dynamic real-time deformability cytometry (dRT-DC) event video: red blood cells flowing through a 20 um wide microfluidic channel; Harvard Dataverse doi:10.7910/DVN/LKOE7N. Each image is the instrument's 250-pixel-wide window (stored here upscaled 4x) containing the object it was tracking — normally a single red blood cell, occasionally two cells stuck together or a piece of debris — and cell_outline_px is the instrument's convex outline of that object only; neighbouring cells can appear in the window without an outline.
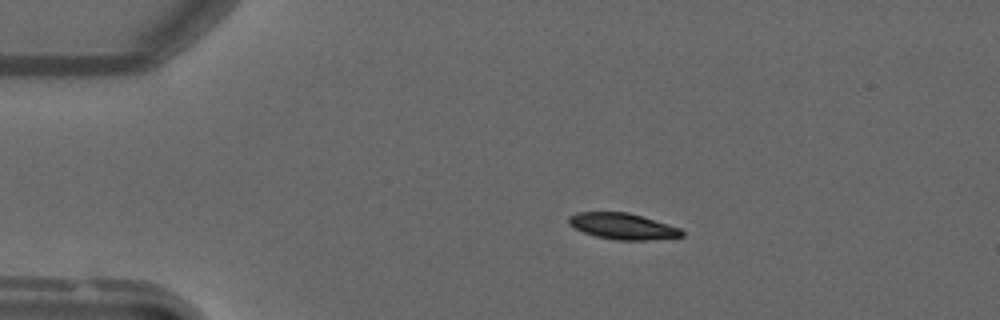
{"species": "common noctule bat (a hibernating species)", "species_latin": "Nyctalus noctula", "temperature_condition": "warm", "stored_images_in_passage": 41, "camera_frame_rate_fps": 3000, "um_per_image_px": 0.085, "animal": {"sex": "male", "forearm_length_mm": 52.5}, "frame": {"image": 1, "passage_image": 1, "time_ms": 0.0, "image_size_px": [1000, 320], "cell_outline_px": [[684, 236], [648, 240], [616, 240], [596, 236], [584, 232], [568, 224], [568, 216], [576, 212], [628, 212], [668, 224], [680, 228], [684, 232]], "centroid_in_image_um": [52.92, 19.23], "position_along_channel_um": 32.1, "area_um2": 17.17}}
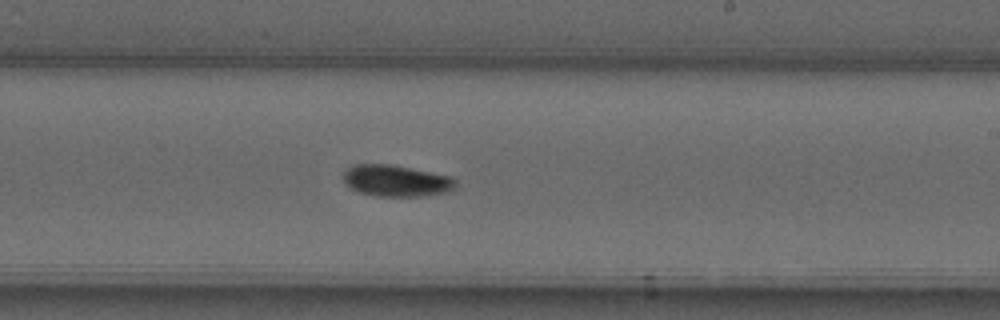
{"frame": {"image": 2, "passage_image": 21, "time_ms": 6.667, "image_size_px": [1000, 320], "cell_outline_px": [[456, 184], [448, 192], [420, 196], [376, 196], [360, 192], [344, 184], [344, 168], [352, 164], [392, 164], [448, 176], [456, 180]], "centroid_in_image_um": [33.61, 15.35], "position_along_channel_um": 255.4, "area_um2": 20.52}}
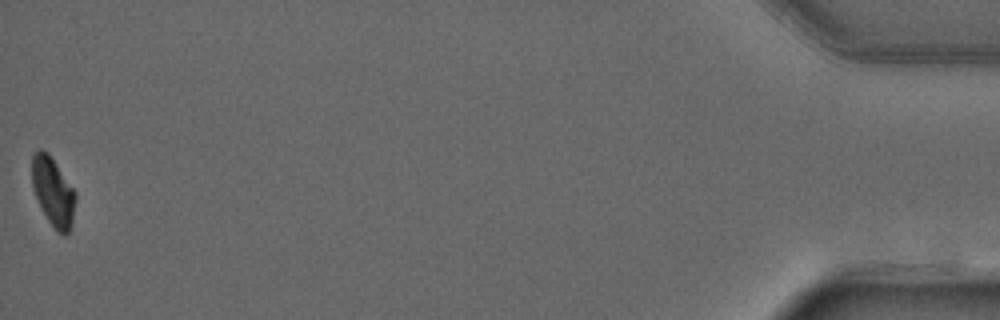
{"frame": {"image": 3, "passage_image": 41, "time_ms": 13.333, "image_size_px": [1000, 320], "cell_outline_px": [[76, 196], [72, 220], [68, 232], [64, 236], [56, 232], [40, 208], [32, 188], [32, 156], [40, 148], [48, 152], [76, 192]], "centroid_in_image_um": [4.49, 16.3], "position_along_channel_um": 430.7, "area_um2": 17.46}}